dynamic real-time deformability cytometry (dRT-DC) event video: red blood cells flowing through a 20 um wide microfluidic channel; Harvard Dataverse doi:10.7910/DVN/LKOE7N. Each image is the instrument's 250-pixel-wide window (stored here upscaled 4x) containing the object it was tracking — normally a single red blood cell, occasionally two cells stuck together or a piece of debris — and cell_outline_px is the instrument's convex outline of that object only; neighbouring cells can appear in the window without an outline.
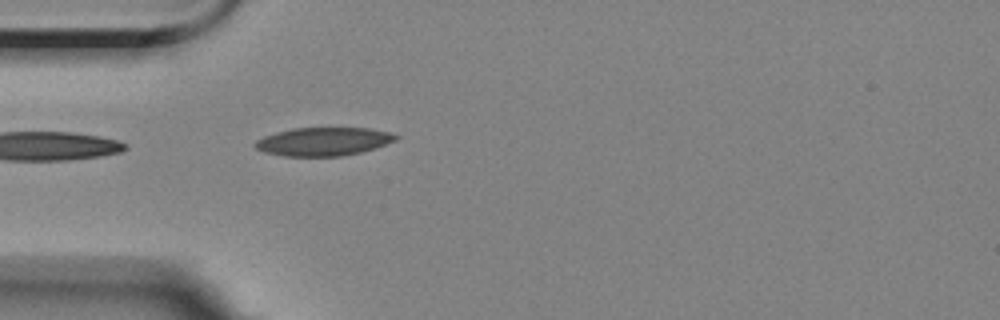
{"species": "Egyptian fruit bat (a non-hibernating species)", "species_latin": "Rousettus aegyptiacus", "temperature_condition": "room temperature", "stored_images_in_passage": 1, "camera_frame_rate_fps": 3000, "um_per_image_px": 0.085, "animal": {"sex": "female"}, "frame": {"image": 1, "passage_image": 1, "time_ms": 0.0, "image_size_px": [1000, 320], "cell_outline_px": [[400, 136], [396, 140], [360, 152], [340, 156], [284, 156], [264, 152], [256, 148], [252, 144], [256, 140], [264, 136], [276, 132], [292, 128], [368, 128], [388, 132]], "centroid_in_image_um": [27.44, 12.02], "position_along_channel_um": 57.6, "area_um2": 23.06}}